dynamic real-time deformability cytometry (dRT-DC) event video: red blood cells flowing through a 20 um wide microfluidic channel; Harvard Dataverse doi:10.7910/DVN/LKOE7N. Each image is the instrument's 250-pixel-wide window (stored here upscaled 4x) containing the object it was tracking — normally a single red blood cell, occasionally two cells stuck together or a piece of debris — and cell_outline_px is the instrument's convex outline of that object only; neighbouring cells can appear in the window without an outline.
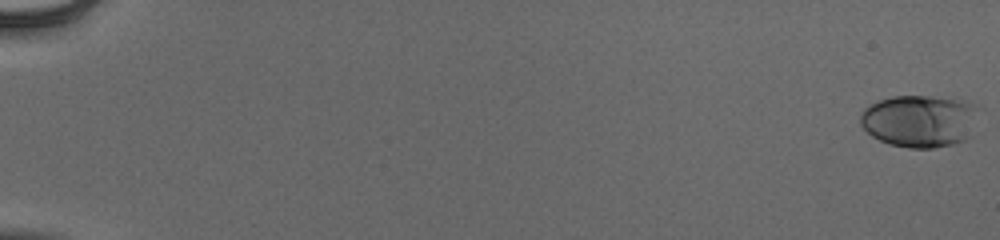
{"species": "human", "species_latin": "Homo sapiens", "temperature_condition": "cold", "stored_images_in_passage": 56, "camera_frame_rate_fps": 3000, "um_per_image_px": 0.085, "donor": {"sex": "male"}, "frame": {"image": 1, "passage_image": 1, "time_ms": 0.0, "image_size_px": [1000, 240], "cell_outline_px": [[984, 108], [968, 136], [964, 140], [952, 144], [932, 148], [908, 148], [888, 144], [872, 136], [860, 124], [860, 112], [868, 104], [892, 96], [932, 96], [960, 100], [976, 104]], "centroid_in_image_um": [78.2, 10.26], "position_along_channel_um": 6.8, "area_um2": 36.65}}
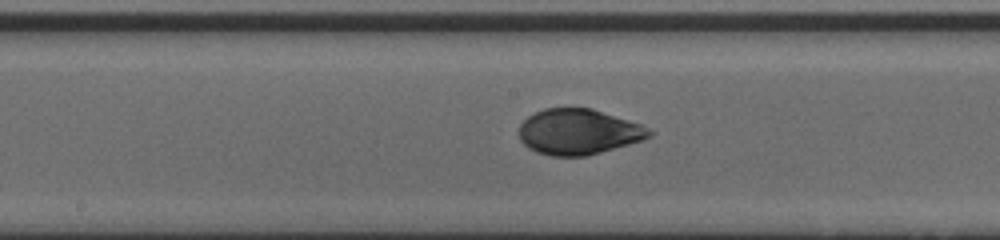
{"frame": {"image": 2, "passage_image": 32, "time_ms": 10.333, "image_size_px": [1000, 240], "cell_outline_px": [[652, 132], [648, 136], [640, 140], [628, 144], [600, 152], [584, 156], [552, 156], [536, 152], [528, 148], [520, 140], [520, 124], [528, 116], [544, 108], [592, 108], [640, 124], [648, 128]], "centroid_in_image_um": [49.12, 11.2], "position_along_channel_um": 199.1, "area_um2": 34.16}}
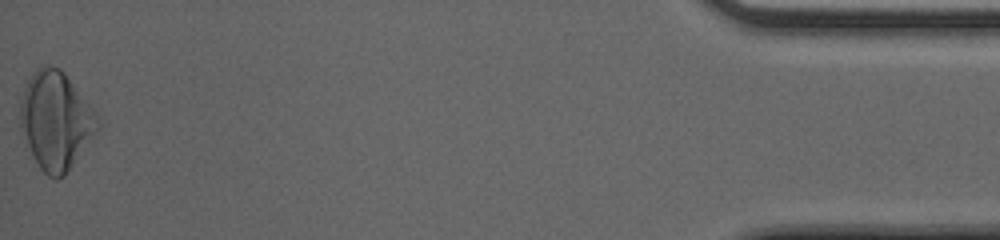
{"frame": {"image": 3, "passage_image": 56, "time_ms": 18.333, "image_size_px": [1000, 240], "cell_outline_px": [[100, 124], [64, 176], [56, 180], [48, 176], [40, 168], [28, 144], [20, 124], [20, 100], [24, 88], [32, 72], [40, 64], [48, 64], [60, 68], [64, 72], [96, 112]], "centroid_in_image_um": [4.72, 10.18], "position_along_channel_um": 430.5, "area_um2": 43.41}, "authors_computed_cell_mechanics": {"area_um2": 34.5644, "velocity_mm_per_s": 3.925, "shape_relaxation_time_tau1_ms": 4.9723, "shape_relaxation_time_tau2_ms": 0.7855, "deformation_change_tau1": 0.1858, "deformation_change_tau2": 0.0455}}